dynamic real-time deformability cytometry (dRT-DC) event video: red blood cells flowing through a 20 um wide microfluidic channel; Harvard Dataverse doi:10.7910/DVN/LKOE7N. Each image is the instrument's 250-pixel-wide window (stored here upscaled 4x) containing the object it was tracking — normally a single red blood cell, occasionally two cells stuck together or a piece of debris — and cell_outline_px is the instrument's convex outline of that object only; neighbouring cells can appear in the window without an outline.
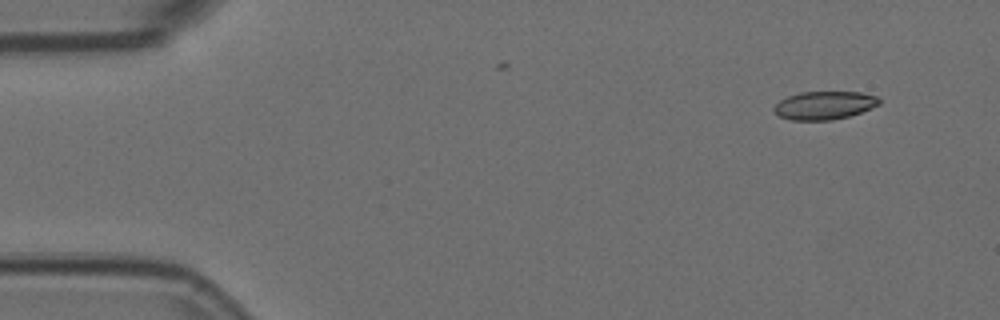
{"species": "Egyptian fruit bat (a non-hibernating species)", "species_latin": "Rousettus aegyptiacus", "temperature_condition": "room temperature", "stored_images_in_passage": 2, "camera_frame_rate_fps": 3000, "um_per_image_px": 0.085, "animal": {"sex": "female"}, "frame": {"image": 1, "passage_image": 1, "time_ms": 0.0, "image_size_px": [1000, 320], "cell_outline_px": [[880, 104], [860, 112], [848, 116], [832, 120], [792, 120], [780, 116], [772, 108], [780, 100], [788, 96], [800, 92], [860, 92], [876, 96], [880, 100]], "centroid_in_image_um": [70.06, 8.95], "position_along_channel_um": 14.9, "area_um2": 17.11}}